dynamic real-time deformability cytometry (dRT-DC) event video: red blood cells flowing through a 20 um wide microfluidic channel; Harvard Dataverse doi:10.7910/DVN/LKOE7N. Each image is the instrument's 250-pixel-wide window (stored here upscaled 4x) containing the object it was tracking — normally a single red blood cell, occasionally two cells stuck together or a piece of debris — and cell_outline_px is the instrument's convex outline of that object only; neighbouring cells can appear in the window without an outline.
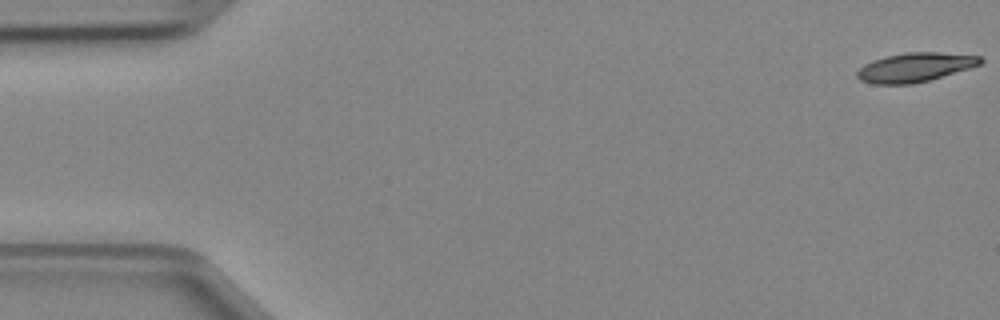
{"species": "Egyptian fruit bat (a non-hibernating species)", "species_latin": "Rousettus aegyptiacus", "temperature_condition": "cold", "stored_images_in_passage": 47, "camera_frame_rate_fps": 3000, "um_per_image_px": 0.085, "animal": {"sex": "female"}, "frame": {"image": 1, "passage_image": 1, "time_ms": 0.0, "image_size_px": [1000, 320], "cell_outline_px": [[984, 60], [980, 64], [968, 68], [928, 80], [912, 84], [872, 84], [860, 80], [856, 76], [856, 72], [864, 64], [872, 60], [884, 56], [904, 52], [940, 52], [980, 56]], "centroid_in_image_um": [77.72, 5.71], "position_along_channel_um": 7.3, "area_um2": 20.87}}
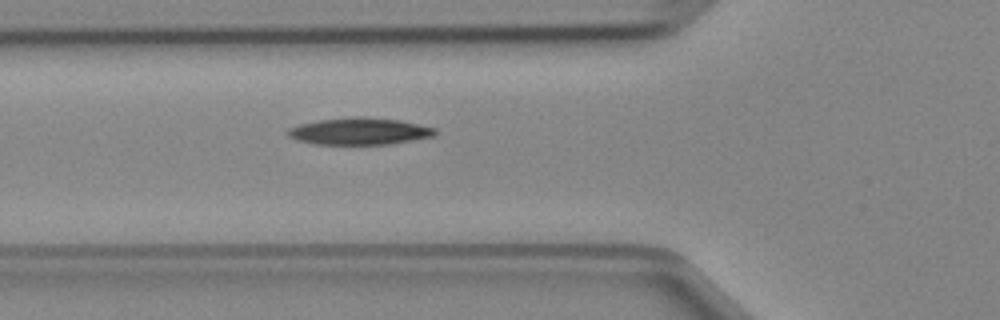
{"frame": {"image": 2, "passage_image": 17, "time_ms": 5.333, "image_size_px": [1000, 320], "cell_outline_px": [[436, 132], [432, 136], [388, 144], [312, 144], [296, 140], [288, 136], [284, 132], [288, 128], [300, 124], [320, 120], [356, 116], [360, 116], [400, 120], [436, 128]], "centroid_in_image_um": [30.48, 11.15], "position_along_channel_um": 95.3, "area_um2": 23.0}}
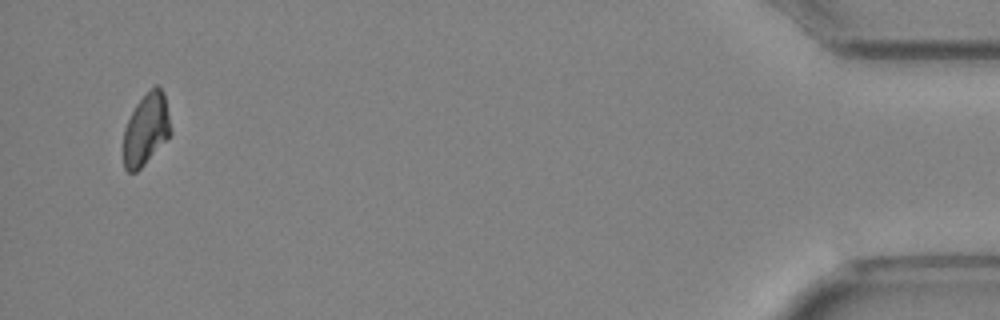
{"frame": {"image": 3, "passage_image": 46, "time_ms": 15.0, "image_size_px": [1000, 320], "cell_outline_px": [[172, 132], [144, 164], [136, 172], [128, 172], [124, 168], [124, 128], [136, 104], [156, 84], [164, 92]], "centroid_in_image_um": [12.41, 10.99], "position_along_channel_um": 422.8, "area_um2": 19.31}}